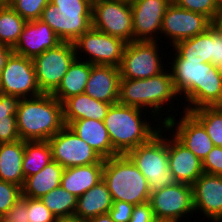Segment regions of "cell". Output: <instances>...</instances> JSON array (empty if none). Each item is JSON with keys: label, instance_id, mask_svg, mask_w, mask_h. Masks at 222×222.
Wrapping results in <instances>:
<instances>
[{"label": "cell", "instance_id": "obj_1", "mask_svg": "<svg viewBox=\"0 0 222 222\" xmlns=\"http://www.w3.org/2000/svg\"><path fill=\"white\" fill-rule=\"evenodd\" d=\"M16 121L21 140L48 141L65 126L63 104L52 94L21 98Z\"/></svg>", "mask_w": 222, "mask_h": 222}, {"label": "cell", "instance_id": "obj_2", "mask_svg": "<svg viewBox=\"0 0 222 222\" xmlns=\"http://www.w3.org/2000/svg\"><path fill=\"white\" fill-rule=\"evenodd\" d=\"M142 110L120 103L110 106L103 122L113 149L119 155H126L130 150L149 141L163 127L161 124L151 127V121L147 122L146 118L143 120Z\"/></svg>", "mask_w": 222, "mask_h": 222}, {"label": "cell", "instance_id": "obj_3", "mask_svg": "<svg viewBox=\"0 0 222 222\" xmlns=\"http://www.w3.org/2000/svg\"><path fill=\"white\" fill-rule=\"evenodd\" d=\"M169 72V73H168ZM169 71L164 70L158 75L143 79L121 78L118 103L140 109L151 110L152 117H158L163 105H170L171 100L178 99ZM176 97V99H175ZM169 102V104H167ZM146 107V108H145ZM160 112V113H159ZM154 114V115H153Z\"/></svg>", "mask_w": 222, "mask_h": 222}, {"label": "cell", "instance_id": "obj_4", "mask_svg": "<svg viewBox=\"0 0 222 222\" xmlns=\"http://www.w3.org/2000/svg\"><path fill=\"white\" fill-rule=\"evenodd\" d=\"M103 180L113 201L138 205L150 200L147 179L127 155L104 159Z\"/></svg>", "mask_w": 222, "mask_h": 222}, {"label": "cell", "instance_id": "obj_5", "mask_svg": "<svg viewBox=\"0 0 222 222\" xmlns=\"http://www.w3.org/2000/svg\"><path fill=\"white\" fill-rule=\"evenodd\" d=\"M162 129L126 155L148 181L151 192L176 183L168 165V138ZM161 133V134H160Z\"/></svg>", "mask_w": 222, "mask_h": 222}, {"label": "cell", "instance_id": "obj_6", "mask_svg": "<svg viewBox=\"0 0 222 222\" xmlns=\"http://www.w3.org/2000/svg\"><path fill=\"white\" fill-rule=\"evenodd\" d=\"M173 56L170 72L174 88L178 96L183 94L185 97L182 99L188 102L183 111L196 110L202 107V88H205L206 75L213 64L187 61L177 54Z\"/></svg>", "mask_w": 222, "mask_h": 222}, {"label": "cell", "instance_id": "obj_7", "mask_svg": "<svg viewBox=\"0 0 222 222\" xmlns=\"http://www.w3.org/2000/svg\"><path fill=\"white\" fill-rule=\"evenodd\" d=\"M130 0H103L92 5V28L102 33L133 41Z\"/></svg>", "mask_w": 222, "mask_h": 222}, {"label": "cell", "instance_id": "obj_8", "mask_svg": "<svg viewBox=\"0 0 222 222\" xmlns=\"http://www.w3.org/2000/svg\"><path fill=\"white\" fill-rule=\"evenodd\" d=\"M73 45L76 58H80L81 55L79 54L83 51L82 53L86 54L85 61L92 65L115 66L119 68L127 42L91 27L87 32L78 37L73 42ZM87 55L89 56L87 57Z\"/></svg>", "mask_w": 222, "mask_h": 222}, {"label": "cell", "instance_id": "obj_9", "mask_svg": "<svg viewBox=\"0 0 222 222\" xmlns=\"http://www.w3.org/2000/svg\"><path fill=\"white\" fill-rule=\"evenodd\" d=\"M76 58L73 42H62L33 59L40 91L52 94L60 85L70 64Z\"/></svg>", "mask_w": 222, "mask_h": 222}, {"label": "cell", "instance_id": "obj_10", "mask_svg": "<svg viewBox=\"0 0 222 222\" xmlns=\"http://www.w3.org/2000/svg\"><path fill=\"white\" fill-rule=\"evenodd\" d=\"M158 41H132L127 43L121 64V78L143 79L158 75L164 71L162 59L158 53ZM158 46V47H157Z\"/></svg>", "mask_w": 222, "mask_h": 222}, {"label": "cell", "instance_id": "obj_11", "mask_svg": "<svg viewBox=\"0 0 222 222\" xmlns=\"http://www.w3.org/2000/svg\"><path fill=\"white\" fill-rule=\"evenodd\" d=\"M149 202L158 221L180 222L181 217L195 213L192 185L186 183L176 182L151 192Z\"/></svg>", "mask_w": 222, "mask_h": 222}, {"label": "cell", "instance_id": "obj_12", "mask_svg": "<svg viewBox=\"0 0 222 222\" xmlns=\"http://www.w3.org/2000/svg\"><path fill=\"white\" fill-rule=\"evenodd\" d=\"M0 93L19 98L43 94L37 83L33 59L14 52L10 55L0 75Z\"/></svg>", "mask_w": 222, "mask_h": 222}, {"label": "cell", "instance_id": "obj_13", "mask_svg": "<svg viewBox=\"0 0 222 222\" xmlns=\"http://www.w3.org/2000/svg\"><path fill=\"white\" fill-rule=\"evenodd\" d=\"M48 142L52 148V160L63 168L104 163V159L66 125Z\"/></svg>", "mask_w": 222, "mask_h": 222}, {"label": "cell", "instance_id": "obj_14", "mask_svg": "<svg viewBox=\"0 0 222 222\" xmlns=\"http://www.w3.org/2000/svg\"><path fill=\"white\" fill-rule=\"evenodd\" d=\"M160 117L158 124L163 122L162 129L166 128L164 131L169 130V132L172 130L173 136L201 161L215 147L204 126L190 112L184 111L180 120H176L170 113H167V117H163L162 114Z\"/></svg>", "mask_w": 222, "mask_h": 222}, {"label": "cell", "instance_id": "obj_15", "mask_svg": "<svg viewBox=\"0 0 222 222\" xmlns=\"http://www.w3.org/2000/svg\"><path fill=\"white\" fill-rule=\"evenodd\" d=\"M213 22L203 14L192 12L171 2L163 15L161 33L167 36L173 46L181 40L205 32Z\"/></svg>", "mask_w": 222, "mask_h": 222}, {"label": "cell", "instance_id": "obj_16", "mask_svg": "<svg viewBox=\"0 0 222 222\" xmlns=\"http://www.w3.org/2000/svg\"><path fill=\"white\" fill-rule=\"evenodd\" d=\"M171 2L172 0H130L133 41H157L163 15Z\"/></svg>", "mask_w": 222, "mask_h": 222}, {"label": "cell", "instance_id": "obj_17", "mask_svg": "<svg viewBox=\"0 0 222 222\" xmlns=\"http://www.w3.org/2000/svg\"><path fill=\"white\" fill-rule=\"evenodd\" d=\"M62 40L42 20L28 21L13 48L15 54L34 59L48 49L57 47Z\"/></svg>", "mask_w": 222, "mask_h": 222}, {"label": "cell", "instance_id": "obj_18", "mask_svg": "<svg viewBox=\"0 0 222 222\" xmlns=\"http://www.w3.org/2000/svg\"><path fill=\"white\" fill-rule=\"evenodd\" d=\"M192 190L195 213L200 211L212 222H222L221 177L203 173L192 184Z\"/></svg>", "mask_w": 222, "mask_h": 222}, {"label": "cell", "instance_id": "obj_19", "mask_svg": "<svg viewBox=\"0 0 222 222\" xmlns=\"http://www.w3.org/2000/svg\"><path fill=\"white\" fill-rule=\"evenodd\" d=\"M168 139V165L178 183L192 185L203 173L202 161L172 134Z\"/></svg>", "mask_w": 222, "mask_h": 222}, {"label": "cell", "instance_id": "obj_20", "mask_svg": "<svg viewBox=\"0 0 222 222\" xmlns=\"http://www.w3.org/2000/svg\"><path fill=\"white\" fill-rule=\"evenodd\" d=\"M59 9L48 3L40 20L47 23L62 42H74L92 27V15H60Z\"/></svg>", "mask_w": 222, "mask_h": 222}, {"label": "cell", "instance_id": "obj_21", "mask_svg": "<svg viewBox=\"0 0 222 222\" xmlns=\"http://www.w3.org/2000/svg\"><path fill=\"white\" fill-rule=\"evenodd\" d=\"M120 80L118 67L91 64L84 93L98 101L116 104L119 100Z\"/></svg>", "mask_w": 222, "mask_h": 222}, {"label": "cell", "instance_id": "obj_22", "mask_svg": "<svg viewBox=\"0 0 222 222\" xmlns=\"http://www.w3.org/2000/svg\"><path fill=\"white\" fill-rule=\"evenodd\" d=\"M68 127L85 141L102 159L119 155L112 146L108 131L103 121L79 119L72 121Z\"/></svg>", "mask_w": 222, "mask_h": 222}, {"label": "cell", "instance_id": "obj_23", "mask_svg": "<svg viewBox=\"0 0 222 222\" xmlns=\"http://www.w3.org/2000/svg\"><path fill=\"white\" fill-rule=\"evenodd\" d=\"M104 163L64 168L60 186L77 198L103 179Z\"/></svg>", "mask_w": 222, "mask_h": 222}, {"label": "cell", "instance_id": "obj_24", "mask_svg": "<svg viewBox=\"0 0 222 222\" xmlns=\"http://www.w3.org/2000/svg\"><path fill=\"white\" fill-rule=\"evenodd\" d=\"M112 104L98 101L86 93L68 98L63 103L64 122L68 126L79 119L103 121Z\"/></svg>", "mask_w": 222, "mask_h": 222}, {"label": "cell", "instance_id": "obj_25", "mask_svg": "<svg viewBox=\"0 0 222 222\" xmlns=\"http://www.w3.org/2000/svg\"><path fill=\"white\" fill-rule=\"evenodd\" d=\"M113 204L111 193L102 179L95 186L77 198L75 216L88 220L108 213Z\"/></svg>", "mask_w": 222, "mask_h": 222}, {"label": "cell", "instance_id": "obj_26", "mask_svg": "<svg viewBox=\"0 0 222 222\" xmlns=\"http://www.w3.org/2000/svg\"><path fill=\"white\" fill-rule=\"evenodd\" d=\"M24 150V140L0 144V180L23 187L25 182L22 170Z\"/></svg>", "mask_w": 222, "mask_h": 222}, {"label": "cell", "instance_id": "obj_27", "mask_svg": "<svg viewBox=\"0 0 222 222\" xmlns=\"http://www.w3.org/2000/svg\"><path fill=\"white\" fill-rule=\"evenodd\" d=\"M84 58H75L70 64L68 71L61 80L58 88L52 95L62 104L70 97L84 93L89 75L91 63L82 61Z\"/></svg>", "mask_w": 222, "mask_h": 222}, {"label": "cell", "instance_id": "obj_28", "mask_svg": "<svg viewBox=\"0 0 222 222\" xmlns=\"http://www.w3.org/2000/svg\"><path fill=\"white\" fill-rule=\"evenodd\" d=\"M172 47L182 59L213 64V25L205 32L181 40Z\"/></svg>", "mask_w": 222, "mask_h": 222}, {"label": "cell", "instance_id": "obj_29", "mask_svg": "<svg viewBox=\"0 0 222 222\" xmlns=\"http://www.w3.org/2000/svg\"><path fill=\"white\" fill-rule=\"evenodd\" d=\"M64 168L52 160L48 165L25 179L22 187V196L30 198H41L49 191L60 187Z\"/></svg>", "mask_w": 222, "mask_h": 222}, {"label": "cell", "instance_id": "obj_30", "mask_svg": "<svg viewBox=\"0 0 222 222\" xmlns=\"http://www.w3.org/2000/svg\"><path fill=\"white\" fill-rule=\"evenodd\" d=\"M52 161V148L48 141H25L22 161L24 178L37 174Z\"/></svg>", "mask_w": 222, "mask_h": 222}, {"label": "cell", "instance_id": "obj_31", "mask_svg": "<svg viewBox=\"0 0 222 222\" xmlns=\"http://www.w3.org/2000/svg\"><path fill=\"white\" fill-rule=\"evenodd\" d=\"M26 23L8 3H0V44L14 48Z\"/></svg>", "mask_w": 222, "mask_h": 222}, {"label": "cell", "instance_id": "obj_32", "mask_svg": "<svg viewBox=\"0 0 222 222\" xmlns=\"http://www.w3.org/2000/svg\"><path fill=\"white\" fill-rule=\"evenodd\" d=\"M205 128L214 146L222 143V106H205L189 111Z\"/></svg>", "mask_w": 222, "mask_h": 222}, {"label": "cell", "instance_id": "obj_33", "mask_svg": "<svg viewBox=\"0 0 222 222\" xmlns=\"http://www.w3.org/2000/svg\"><path fill=\"white\" fill-rule=\"evenodd\" d=\"M40 199L56 218L74 215L77 197L61 186L49 191Z\"/></svg>", "mask_w": 222, "mask_h": 222}, {"label": "cell", "instance_id": "obj_34", "mask_svg": "<svg viewBox=\"0 0 222 222\" xmlns=\"http://www.w3.org/2000/svg\"><path fill=\"white\" fill-rule=\"evenodd\" d=\"M205 106H222V78L215 65L207 72L202 88V107Z\"/></svg>", "mask_w": 222, "mask_h": 222}, {"label": "cell", "instance_id": "obj_35", "mask_svg": "<svg viewBox=\"0 0 222 222\" xmlns=\"http://www.w3.org/2000/svg\"><path fill=\"white\" fill-rule=\"evenodd\" d=\"M50 0H10L8 4L27 22L38 20Z\"/></svg>", "mask_w": 222, "mask_h": 222}, {"label": "cell", "instance_id": "obj_36", "mask_svg": "<svg viewBox=\"0 0 222 222\" xmlns=\"http://www.w3.org/2000/svg\"><path fill=\"white\" fill-rule=\"evenodd\" d=\"M172 2L186 10L203 14L212 22L221 13L215 0H172Z\"/></svg>", "mask_w": 222, "mask_h": 222}, {"label": "cell", "instance_id": "obj_37", "mask_svg": "<svg viewBox=\"0 0 222 222\" xmlns=\"http://www.w3.org/2000/svg\"><path fill=\"white\" fill-rule=\"evenodd\" d=\"M20 198L22 187L0 180V218H3Z\"/></svg>", "mask_w": 222, "mask_h": 222}, {"label": "cell", "instance_id": "obj_38", "mask_svg": "<svg viewBox=\"0 0 222 222\" xmlns=\"http://www.w3.org/2000/svg\"><path fill=\"white\" fill-rule=\"evenodd\" d=\"M58 7L60 15H92V4L88 0H50Z\"/></svg>", "mask_w": 222, "mask_h": 222}, {"label": "cell", "instance_id": "obj_39", "mask_svg": "<svg viewBox=\"0 0 222 222\" xmlns=\"http://www.w3.org/2000/svg\"><path fill=\"white\" fill-rule=\"evenodd\" d=\"M29 222H55L56 217L44 205L40 198L28 197V212Z\"/></svg>", "mask_w": 222, "mask_h": 222}, {"label": "cell", "instance_id": "obj_40", "mask_svg": "<svg viewBox=\"0 0 222 222\" xmlns=\"http://www.w3.org/2000/svg\"><path fill=\"white\" fill-rule=\"evenodd\" d=\"M203 171L210 175H222V149L215 146L202 161Z\"/></svg>", "mask_w": 222, "mask_h": 222}, {"label": "cell", "instance_id": "obj_41", "mask_svg": "<svg viewBox=\"0 0 222 222\" xmlns=\"http://www.w3.org/2000/svg\"><path fill=\"white\" fill-rule=\"evenodd\" d=\"M21 98L0 93V121L16 120V113Z\"/></svg>", "mask_w": 222, "mask_h": 222}, {"label": "cell", "instance_id": "obj_42", "mask_svg": "<svg viewBox=\"0 0 222 222\" xmlns=\"http://www.w3.org/2000/svg\"><path fill=\"white\" fill-rule=\"evenodd\" d=\"M27 212L28 197L22 196L3 218L8 222H29Z\"/></svg>", "mask_w": 222, "mask_h": 222}, {"label": "cell", "instance_id": "obj_43", "mask_svg": "<svg viewBox=\"0 0 222 222\" xmlns=\"http://www.w3.org/2000/svg\"><path fill=\"white\" fill-rule=\"evenodd\" d=\"M134 205L124 201H113L111 209L108 211L114 222H129Z\"/></svg>", "mask_w": 222, "mask_h": 222}, {"label": "cell", "instance_id": "obj_44", "mask_svg": "<svg viewBox=\"0 0 222 222\" xmlns=\"http://www.w3.org/2000/svg\"><path fill=\"white\" fill-rule=\"evenodd\" d=\"M21 140L16 120H2L0 121V144L11 143Z\"/></svg>", "mask_w": 222, "mask_h": 222}, {"label": "cell", "instance_id": "obj_45", "mask_svg": "<svg viewBox=\"0 0 222 222\" xmlns=\"http://www.w3.org/2000/svg\"><path fill=\"white\" fill-rule=\"evenodd\" d=\"M155 221L156 218L154 216L149 201L143 204L134 205L129 222H155Z\"/></svg>", "mask_w": 222, "mask_h": 222}, {"label": "cell", "instance_id": "obj_46", "mask_svg": "<svg viewBox=\"0 0 222 222\" xmlns=\"http://www.w3.org/2000/svg\"><path fill=\"white\" fill-rule=\"evenodd\" d=\"M222 60V34L213 25V65H217Z\"/></svg>", "mask_w": 222, "mask_h": 222}, {"label": "cell", "instance_id": "obj_47", "mask_svg": "<svg viewBox=\"0 0 222 222\" xmlns=\"http://www.w3.org/2000/svg\"><path fill=\"white\" fill-rule=\"evenodd\" d=\"M13 53V48L8 47L4 44H0V75L2 70L4 69L7 59Z\"/></svg>", "mask_w": 222, "mask_h": 222}, {"label": "cell", "instance_id": "obj_48", "mask_svg": "<svg viewBox=\"0 0 222 222\" xmlns=\"http://www.w3.org/2000/svg\"><path fill=\"white\" fill-rule=\"evenodd\" d=\"M87 222H114L108 213L100 214L96 217L88 219Z\"/></svg>", "mask_w": 222, "mask_h": 222}, {"label": "cell", "instance_id": "obj_49", "mask_svg": "<svg viewBox=\"0 0 222 222\" xmlns=\"http://www.w3.org/2000/svg\"><path fill=\"white\" fill-rule=\"evenodd\" d=\"M55 222H87V220L82 219L78 216L72 215L67 217L56 218Z\"/></svg>", "mask_w": 222, "mask_h": 222}, {"label": "cell", "instance_id": "obj_50", "mask_svg": "<svg viewBox=\"0 0 222 222\" xmlns=\"http://www.w3.org/2000/svg\"><path fill=\"white\" fill-rule=\"evenodd\" d=\"M213 25L220 31L222 34V12L216 17Z\"/></svg>", "mask_w": 222, "mask_h": 222}, {"label": "cell", "instance_id": "obj_51", "mask_svg": "<svg viewBox=\"0 0 222 222\" xmlns=\"http://www.w3.org/2000/svg\"><path fill=\"white\" fill-rule=\"evenodd\" d=\"M217 68V72L220 75V77L222 78V60L219 64L216 65Z\"/></svg>", "mask_w": 222, "mask_h": 222}, {"label": "cell", "instance_id": "obj_52", "mask_svg": "<svg viewBox=\"0 0 222 222\" xmlns=\"http://www.w3.org/2000/svg\"><path fill=\"white\" fill-rule=\"evenodd\" d=\"M218 9L222 12V0H215Z\"/></svg>", "mask_w": 222, "mask_h": 222}, {"label": "cell", "instance_id": "obj_53", "mask_svg": "<svg viewBox=\"0 0 222 222\" xmlns=\"http://www.w3.org/2000/svg\"><path fill=\"white\" fill-rule=\"evenodd\" d=\"M92 5L96 2H99V1H103V0H88Z\"/></svg>", "mask_w": 222, "mask_h": 222}, {"label": "cell", "instance_id": "obj_54", "mask_svg": "<svg viewBox=\"0 0 222 222\" xmlns=\"http://www.w3.org/2000/svg\"><path fill=\"white\" fill-rule=\"evenodd\" d=\"M10 0H0V3H8Z\"/></svg>", "mask_w": 222, "mask_h": 222}, {"label": "cell", "instance_id": "obj_55", "mask_svg": "<svg viewBox=\"0 0 222 222\" xmlns=\"http://www.w3.org/2000/svg\"><path fill=\"white\" fill-rule=\"evenodd\" d=\"M0 222H8L4 218H0Z\"/></svg>", "mask_w": 222, "mask_h": 222}, {"label": "cell", "instance_id": "obj_56", "mask_svg": "<svg viewBox=\"0 0 222 222\" xmlns=\"http://www.w3.org/2000/svg\"><path fill=\"white\" fill-rule=\"evenodd\" d=\"M155 222H169V221H158V220H156Z\"/></svg>", "mask_w": 222, "mask_h": 222}]
</instances>
